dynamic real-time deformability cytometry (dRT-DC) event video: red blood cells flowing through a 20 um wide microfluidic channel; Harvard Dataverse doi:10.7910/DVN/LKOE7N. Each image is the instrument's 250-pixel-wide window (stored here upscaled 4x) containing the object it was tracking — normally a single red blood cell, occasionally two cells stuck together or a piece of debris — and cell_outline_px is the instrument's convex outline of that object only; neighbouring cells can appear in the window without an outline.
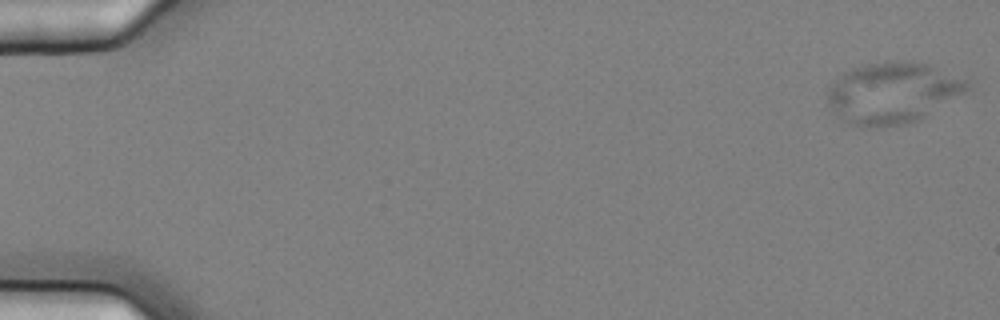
{"species": "common noctule bat (a hibernating species)", "species_latin": "Nyctalus noctula", "temperature_condition": "cold", "stored_images_in_passage": 13, "camera_frame_rate_fps": 3000, "um_per_image_px": 0.085, "animal": {"sex": "female", "body_mass_g": 25.1}, "frame": {"image": 1, "passage_image": 1, "time_ms": 0.0, "image_size_px": [1000, 320], "cell_outline_px": [[968, 88], [964, 92], [924, 116], [916, 120], [904, 124], [852, 124], [844, 120], [828, 104], [828, 88], [832, 80], [844, 72], [852, 68], [868, 64], [888, 60], [912, 60], [928, 64], [968, 80]], "centroid_in_image_um": [75.85, 7.81], "position_along_channel_um": 9.1, "area_um2": 48.61}}